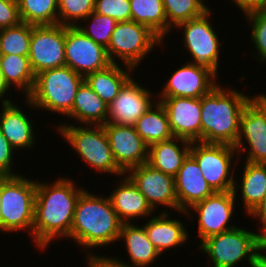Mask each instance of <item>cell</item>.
<instances>
[{"instance_id":"obj_24","label":"cell","mask_w":266,"mask_h":267,"mask_svg":"<svg viewBox=\"0 0 266 267\" xmlns=\"http://www.w3.org/2000/svg\"><path fill=\"white\" fill-rule=\"evenodd\" d=\"M140 225L122 224L118 242L123 241L129 260L126 262L116 256L111 257L113 260L127 267H151L160 258L161 255L148 239L144 226L142 223Z\"/></svg>"},{"instance_id":"obj_36","label":"cell","mask_w":266,"mask_h":267,"mask_svg":"<svg viewBox=\"0 0 266 267\" xmlns=\"http://www.w3.org/2000/svg\"><path fill=\"white\" fill-rule=\"evenodd\" d=\"M248 25L251 26L250 40L253 44L251 54L252 58L260 61V65L266 64V12L263 10H253L244 14Z\"/></svg>"},{"instance_id":"obj_4","label":"cell","mask_w":266,"mask_h":267,"mask_svg":"<svg viewBox=\"0 0 266 267\" xmlns=\"http://www.w3.org/2000/svg\"><path fill=\"white\" fill-rule=\"evenodd\" d=\"M83 82L84 76L68 66L42 71L35 75L33 89L23 100V106L30 111L39 109L65 117L72 110L75 95Z\"/></svg>"},{"instance_id":"obj_15","label":"cell","mask_w":266,"mask_h":267,"mask_svg":"<svg viewBox=\"0 0 266 267\" xmlns=\"http://www.w3.org/2000/svg\"><path fill=\"white\" fill-rule=\"evenodd\" d=\"M154 94L137 82L134 74L108 105L106 124L133 126L157 101V94Z\"/></svg>"},{"instance_id":"obj_33","label":"cell","mask_w":266,"mask_h":267,"mask_svg":"<svg viewBox=\"0 0 266 267\" xmlns=\"http://www.w3.org/2000/svg\"><path fill=\"white\" fill-rule=\"evenodd\" d=\"M206 0H163L167 17V35L183 22L202 16L210 9Z\"/></svg>"},{"instance_id":"obj_25","label":"cell","mask_w":266,"mask_h":267,"mask_svg":"<svg viewBox=\"0 0 266 267\" xmlns=\"http://www.w3.org/2000/svg\"><path fill=\"white\" fill-rule=\"evenodd\" d=\"M242 176L235 177L233 193L241 196L243 213L248 216L262 201L266 192V164L245 161ZM237 179V180H236ZM240 179V180H239ZM238 180L240 182H238ZM238 190V191H237Z\"/></svg>"},{"instance_id":"obj_20","label":"cell","mask_w":266,"mask_h":267,"mask_svg":"<svg viewBox=\"0 0 266 267\" xmlns=\"http://www.w3.org/2000/svg\"><path fill=\"white\" fill-rule=\"evenodd\" d=\"M15 102L17 101L0 104V131L19 153L21 150H32L37 144V137L33 124L35 121Z\"/></svg>"},{"instance_id":"obj_46","label":"cell","mask_w":266,"mask_h":267,"mask_svg":"<svg viewBox=\"0 0 266 267\" xmlns=\"http://www.w3.org/2000/svg\"><path fill=\"white\" fill-rule=\"evenodd\" d=\"M266 93V92H265ZM264 92L260 94H254L253 98L260 104V106L266 111V94Z\"/></svg>"},{"instance_id":"obj_3","label":"cell","mask_w":266,"mask_h":267,"mask_svg":"<svg viewBox=\"0 0 266 267\" xmlns=\"http://www.w3.org/2000/svg\"><path fill=\"white\" fill-rule=\"evenodd\" d=\"M221 86L201 97V142L235 146L241 115L253 96Z\"/></svg>"},{"instance_id":"obj_37","label":"cell","mask_w":266,"mask_h":267,"mask_svg":"<svg viewBox=\"0 0 266 267\" xmlns=\"http://www.w3.org/2000/svg\"><path fill=\"white\" fill-rule=\"evenodd\" d=\"M95 7V0H58V24L77 26Z\"/></svg>"},{"instance_id":"obj_6","label":"cell","mask_w":266,"mask_h":267,"mask_svg":"<svg viewBox=\"0 0 266 267\" xmlns=\"http://www.w3.org/2000/svg\"><path fill=\"white\" fill-rule=\"evenodd\" d=\"M263 238L264 234L261 231L255 233L246 227L236 226L224 233L206 238L198 248L207 254L211 267H237L243 261L248 262L249 267H254L257 252L263 245Z\"/></svg>"},{"instance_id":"obj_30","label":"cell","mask_w":266,"mask_h":267,"mask_svg":"<svg viewBox=\"0 0 266 267\" xmlns=\"http://www.w3.org/2000/svg\"><path fill=\"white\" fill-rule=\"evenodd\" d=\"M133 126L148 146L174 137L166 110L158 100Z\"/></svg>"},{"instance_id":"obj_18","label":"cell","mask_w":266,"mask_h":267,"mask_svg":"<svg viewBox=\"0 0 266 267\" xmlns=\"http://www.w3.org/2000/svg\"><path fill=\"white\" fill-rule=\"evenodd\" d=\"M103 127L114 159L125 173L147 162L149 146L134 126L104 124Z\"/></svg>"},{"instance_id":"obj_48","label":"cell","mask_w":266,"mask_h":267,"mask_svg":"<svg viewBox=\"0 0 266 267\" xmlns=\"http://www.w3.org/2000/svg\"><path fill=\"white\" fill-rule=\"evenodd\" d=\"M263 244L266 246V234H264Z\"/></svg>"},{"instance_id":"obj_9","label":"cell","mask_w":266,"mask_h":267,"mask_svg":"<svg viewBox=\"0 0 266 267\" xmlns=\"http://www.w3.org/2000/svg\"><path fill=\"white\" fill-rule=\"evenodd\" d=\"M212 8L206 11L202 16L183 22L176 26L174 30L182 31L181 38L184 50L188 51L191 59L188 62L199 67L206 68L219 78V58L221 44L218 33L211 24ZM211 16V17H210ZM183 29V30H182Z\"/></svg>"},{"instance_id":"obj_19","label":"cell","mask_w":266,"mask_h":267,"mask_svg":"<svg viewBox=\"0 0 266 267\" xmlns=\"http://www.w3.org/2000/svg\"><path fill=\"white\" fill-rule=\"evenodd\" d=\"M174 137L201 141V98L158 97Z\"/></svg>"},{"instance_id":"obj_23","label":"cell","mask_w":266,"mask_h":267,"mask_svg":"<svg viewBox=\"0 0 266 267\" xmlns=\"http://www.w3.org/2000/svg\"><path fill=\"white\" fill-rule=\"evenodd\" d=\"M167 210H161V213L154 214L155 216L153 215L146 220V223H143L148 239L161 256L172 248L185 246L191 236L183 221L181 222L180 218L174 219Z\"/></svg>"},{"instance_id":"obj_5","label":"cell","mask_w":266,"mask_h":267,"mask_svg":"<svg viewBox=\"0 0 266 267\" xmlns=\"http://www.w3.org/2000/svg\"><path fill=\"white\" fill-rule=\"evenodd\" d=\"M54 129L75 150L76 156L90 166L91 171L95 170L102 176L125 174L114 159L103 125L58 124Z\"/></svg>"},{"instance_id":"obj_38","label":"cell","mask_w":266,"mask_h":267,"mask_svg":"<svg viewBox=\"0 0 266 267\" xmlns=\"http://www.w3.org/2000/svg\"><path fill=\"white\" fill-rule=\"evenodd\" d=\"M94 12L118 22L131 21L130 0H95Z\"/></svg>"},{"instance_id":"obj_21","label":"cell","mask_w":266,"mask_h":267,"mask_svg":"<svg viewBox=\"0 0 266 267\" xmlns=\"http://www.w3.org/2000/svg\"><path fill=\"white\" fill-rule=\"evenodd\" d=\"M119 178L117 186L107 196L122 223H134L133 220L137 222L140 218L148 219L156 213L126 174Z\"/></svg>"},{"instance_id":"obj_8","label":"cell","mask_w":266,"mask_h":267,"mask_svg":"<svg viewBox=\"0 0 266 267\" xmlns=\"http://www.w3.org/2000/svg\"><path fill=\"white\" fill-rule=\"evenodd\" d=\"M163 44L164 41L149 27L131 20L117 23L106 49L112 63L138 70L147 55Z\"/></svg>"},{"instance_id":"obj_16","label":"cell","mask_w":266,"mask_h":267,"mask_svg":"<svg viewBox=\"0 0 266 267\" xmlns=\"http://www.w3.org/2000/svg\"><path fill=\"white\" fill-rule=\"evenodd\" d=\"M125 174L145 196L148 204L155 212L159 210L161 205L162 208L174 209L179 214L173 176L164 174L147 162L130 168Z\"/></svg>"},{"instance_id":"obj_32","label":"cell","mask_w":266,"mask_h":267,"mask_svg":"<svg viewBox=\"0 0 266 267\" xmlns=\"http://www.w3.org/2000/svg\"><path fill=\"white\" fill-rule=\"evenodd\" d=\"M21 22L33 26L58 24V0H20Z\"/></svg>"},{"instance_id":"obj_22","label":"cell","mask_w":266,"mask_h":267,"mask_svg":"<svg viewBox=\"0 0 266 267\" xmlns=\"http://www.w3.org/2000/svg\"><path fill=\"white\" fill-rule=\"evenodd\" d=\"M175 194L180 211H187L214 191L203 177L196 160L189 154L174 177Z\"/></svg>"},{"instance_id":"obj_31","label":"cell","mask_w":266,"mask_h":267,"mask_svg":"<svg viewBox=\"0 0 266 267\" xmlns=\"http://www.w3.org/2000/svg\"><path fill=\"white\" fill-rule=\"evenodd\" d=\"M131 20L146 25L163 41L167 37V17L163 0H130Z\"/></svg>"},{"instance_id":"obj_13","label":"cell","mask_w":266,"mask_h":267,"mask_svg":"<svg viewBox=\"0 0 266 267\" xmlns=\"http://www.w3.org/2000/svg\"><path fill=\"white\" fill-rule=\"evenodd\" d=\"M65 58V66L84 77L112 64L107 49L76 26H65Z\"/></svg>"},{"instance_id":"obj_12","label":"cell","mask_w":266,"mask_h":267,"mask_svg":"<svg viewBox=\"0 0 266 267\" xmlns=\"http://www.w3.org/2000/svg\"><path fill=\"white\" fill-rule=\"evenodd\" d=\"M28 58L35 75L65 66V25H32Z\"/></svg>"},{"instance_id":"obj_14","label":"cell","mask_w":266,"mask_h":267,"mask_svg":"<svg viewBox=\"0 0 266 267\" xmlns=\"http://www.w3.org/2000/svg\"><path fill=\"white\" fill-rule=\"evenodd\" d=\"M234 147L239 160L246 152L247 162L266 164V111L254 98L241 115L240 132Z\"/></svg>"},{"instance_id":"obj_35","label":"cell","mask_w":266,"mask_h":267,"mask_svg":"<svg viewBox=\"0 0 266 267\" xmlns=\"http://www.w3.org/2000/svg\"><path fill=\"white\" fill-rule=\"evenodd\" d=\"M78 27L86 36L91 38L97 44L107 48L111 39V34L118 21L107 15L92 12L86 19H83ZM90 23V24H89ZM84 25V26H83Z\"/></svg>"},{"instance_id":"obj_1","label":"cell","mask_w":266,"mask_h":267,"mask_svg":"<svg viewBox=\"0 0 266 267\" xmlns=\"http://www.w3.org/2000/svg\"><path fill=\"white\" fill-rule=\"evenodd\" d=\"M74 181L70 177L62 176L52 183L36 180L31 241L40 252L48 250L49 244L56 238L70 239L76 203L86 189L83 186L79 187Z\"/></svg>"},{"instance_id":"obj_44","label":"cell","mask_w":266,"mask_h":267,"mask_svg":"<svg viewBox=\"0 0 266 267\" xmlns=\"http://www.w3.org/2000/svg\"><path fill=\"white\" fill-rule=\"evenodd\" d=\"M254 267H266V246L264 244L257 252Z\"/></svg>"},{"instance_id":"obj_43","label":"cell","mask_w":266,"mask_h":267,"mask_svg":"<svg viewBox=\"0 0 266 267\" xmlns=\"http://www.w3.org/2000/svg\"><path fill=\"white\" fill-rule=\"evenodd\" d=\"M230 1V0H229ZM233 5L241 10L242 14H246L253 10H262L266 4V0H231Z\"/></svg>"},{"instance_id":"obj_2","label":"cell","mask_w":266,"mask_h":267,"mask_svg":"<svg viewBox=\"0 0 266 267\" xmlns=\"http://www.w3.org/2000/svg\"><path fill=\"white\" fill-rule=\"evenodd\" d=\"M93 193L85 189L80 194L70 231V239L83 248L85 256L97 255L96 248L118 242L123 224L108 196Z\"/></svg>"},{"instance_id":"obj_42","label":"cell","mask_w":266,"mask_h":267,"mask_svg":"<svg viewBox=\"0 0 266 267\" xmlns=\"http://www.w3.org/2000/svg\"><path fill=\"white\" fill-rule=\"evenodd\" d=\"M257 219L258 226L260 224V228H257L258 231H261L263 234H266V192L262 201L256 206V208L248 215L246 218Z\"/></svg>"},{"instance_id":"obj_11","label":"cell","mask_w":266,"mask_h":267,"mask_svg":"<svg viewBox=\"0 0 266 267\" xmlns=\"http://www.w3.org/2000/svg\"><path fill=\"white\" fill-rule=\"evenodd\" d=\"M238 201L233 191L214 192L186 212L180 211V214L189 218L194 213L197 215V236H199L200 242L198 243L200 244L210 236L224 233L237 226L232 224V218L234 219L233 215Z\"/></svg>"},{"instance_id":"obj_28","label":"cell","mask_w":266,"mask_h":267,"mask_svg":"<svg viewBox=\"0 0 266 267\" xmlns=\"http://www.w3.org/2000/svg\"><path fill=\"white\" fill-rule=\"evenodd\" d=\"M136 70L127 65L112 63L108 67L87 74L84 81L108 105Z\"/></svg>"},{"instance_id":"obj_7","label":"cell","mask_w":266,"mask_h":267,"mask_svg":"<svg viewBox=\"0 0 266 267\" xmlns=\"http://www.w3.org/2000/svg\"><path fill=\"white\" fill-rule=\"evenodd\" d=\"M35 197L36 180L32 177H1L2 232L15 234L24 230L32 238Z\"/></svg>"},{"instance_id":"obj_10","label":"cell","mask_w":266,"mask_h":267,"mask_svg":"<svg viewBox=\"0 0 266 267\" xmlns=\"http://www.w3.org/2000/svg\"><path fill=\"white\" fill-rule=\"evenodd\" d=\"M190 155L198 163L204 179L214 192L233 191L235 167L239 164L234 146L194 141Z\"/></svg>"},{"instance_id":"obj_39","label":"cell","mask_w":266,"mask_h":267,"mask_svg":"<svg viewBox=\"0 0 266 267\" xmlns=\"http://www.w3.org/2000/svg\"><path fill=\"white\" fill-rule=\"evenodd\" d=\"M15 149L10 145L8 140L4 137L0 131V175L1 176H16L21 173L14 171V157ZM14 160V161H13ZM16 173V174H15Z\"/></svg>"},{"instance_id":"obj_50","label":"cell","mask_w":266,"mask_h":267,"mask_svg":"<svg viewBox=\"0 0 266 267\" xmlns=\"http://www.w3.org/2000/svg\"><path fill=\"white\" fill-rule=\"evenodd\" d=\"M262 10H263L264 12H266V4H265V6L262 8Z\"/></svg>"},{"instance_id":"obj_17","label":"cell","mask_w":266,"mask_h":267,"mask_svg":"<svg viewBox=\"0 0 266 267\" xmlns=\"http://www.w3.org/2000/svg\"><path fill=\"white\" fill-rule=\"evenodd\" d=\"M157 97L201 98L219 84L218 78L206 68L186 62L173 71Z\"/></svg>"},{"instance_id":"obj_27","label":"cell","mask_w":266,"mask_h":267,"mask_svg":"<svg viewBox=\"0 0 266 267\" xmlns=\"http://www.w3.org/2000/svg\"><path fill=\"white\" fill-rule=\"evenodd\" d=\"M65 117L75 120L73 123L58 124L104 125L108 117V104L84 81L77 90L72 110Z\"/></svg>"},{"instance_id":"obj_47","label":"cell","mask_w":266,"mask_h":267,"mask_svg":"<svg viewBox=\"0 0 266 267\" xmlns=\"http://www.w3.org/2000/svg\"><path fill=\"white\" fill-rule=\"evenodd\" d=\"M0 233H2V214H1V178H0Z\"/></svg>"},{"instance_id":"obj_34","label":"cell","mask_w":266,"mask_h":267,"mask_svg":"<svg viewBox=\"0 0 266 267\" xmlns=\"http://www.w3.org/2000/svg\"><path fill=\"white\" fill-rule=\"evenodd\" d=\"M32 25L20 22L16 26L0 29V55L28 56Z\"/></svg>"},{"instance_id":"obj_49","label":"cell","mask_w":266,"mask_h":267,"mask_svg":"<svg viewBox=\"0 0 266 267\" xmlns=\"http://www.w3.org/2000/svg\"><path fill=\"white\" fill-rule=\"evenodd\" d=\"M9 1H12V2L18 3L20 0H9Z\"/></svg>"},{"instance_id":"obj_29","label":"cell","mask_w":266,"mask_h":267,"mask_svg":"<svg viewBox=\"0 0 266 267\" xmlns=\"http://www.w3.org/2000/svg\"><path fill=\"white\" fill-rule=\"evenodd\" d=\"M0 73L9 90L22 92V95H25L24 98L31 93L35 83V73L28 56L0 55Z\"/></svg>"},{"instance_id":"obj_45","label":"cell","mask_w":266,"mask_h":267,"mask_svg":"<svg viewBox=\"0 0 266 267\" xmlns=\"http://www.w3.org/2000/svg\"><path fill=\"white\" fill-rule=\"evenodd\" d=\"M11 90H9L7 88V86L4 84L3 79H2V75L0 73V102L1 103H7V102H11L13 98L10 97V99L8 98V95H11ZM8 93V94H7Z\"/></svg>"},{"instance_id":"obj_26","label":"cell","mask_w":266,"mask_h":267,"mask_svg":"<svg viewBox=\"0 0 266 267\" xmlns=\"http://www.w3.org/2000/svg\"><path fill=\"white\" fill-rule=\"evenodd\" d=\"M191 143L178 137L154 143L149 146L147 163L164 174L175 177L190 154Z\"/></svg>"},{"instance_id":"obj_40","label":"cell","mask_w":266,"mask_h":267,"mask_svg":"<svg viewBox=\"0 0 266 267\" xmlns=\"http://www.w3.org/2000/svg\"><path fill=\"white\" fill-rule=\"evenodd\" d=\"M20 22L18 3L0 0V29L16 26Z\"/></svg>"},{"instance_id":"obj_41","label":"cell","mask_w":266,"mask_h":267,"mask_svg":"<svg viewBox=\"0 0 266 267\" xmlns=\"http://www.w3.org/2000/svg\"><path fill=\"white\" fill-rule=\"evenodd\" d=\"M85 259L87 260V267H127L116 262L110 256L106 255H90L85 256Z\"/></svg>"}]
</instances>
